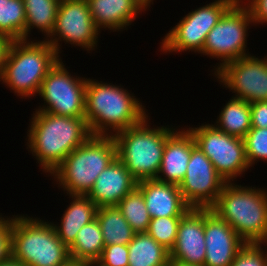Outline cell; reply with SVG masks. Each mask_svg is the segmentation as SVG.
Listing matches in <instances>:
<instances>
[{
    "label": "cell",
    "mask_w": 267,
    "mask_h": 266,
    "mask_svg": "<svg viewBox=\"0 0 267 266\" xmlns=\"http://www.w3.org/2000/svg\"><path fill=\"white\" fill-rule=\"evenodd\" d=\"M138 181L116 157L97 177L87 195L98 208L117 206L118 203L137 187Z\"/></svg>",
    "instance_id": "obj_17"
},
{
    "label": "cell",
    "mask_w": 267,
    "mask_h": 266,
    "mask_svg": "<svg viewBox=\"0 0 267 266\" xmlns=\"http://www.w3.org/2000/svg\"><path fill=\"white\" fill-rule=\"evenodd\" d=\"M146 9L151 7V4H153L154 0H138Z\"/></svg>",
    "instance_id": "obj_40"
},
{
    "label": "cell",
    "mask_w": 267,
    "mask_h": 266,
    "mask_svg": "<svg viewBox=\"0 0 267 266\" xmlns=\"http://www.w3.org/2000/svg\"><path fill=\"white\" fill-rule=\"evenodd\" d=\"M128 266H168L169 251L147 232L135 233L128 244Z\"/></svg>",
    "instance_id": "obj_22"
},
{
    "label": "cell",
    "mask_w": 267,
    "mask_h": 266,
    "mask_svg": "<svg viewBox=\"0 0 267 266\" xmlns=\"http://www.w3.org/2000/svg\"><path fill=\"white\" fill-rule=\"evenodd\" d=\"M187 129L193 135L196 146L226 182H234L250 168L243 138L224 133L209 123Z\"/></svg>",
    "instance_id": "obj_10"
},
{
    "label": "cell",
    "mask_w": 267,
    "mask_h": 266,
    "mask_svg": "<svg viewBox=\"0 0 267 266\" xmlns=\"http://www.w3.org/2000/svg\"><path fill=\"white\" fill-rule=\"evenodd\" d=\"M91 17L99 30L128 29L138 14L147 9L138 0H87ZM108 28V29H107Z\"/></svg>",
    "instance_id": "obj_20"
},
{
    "label": "cell",
    "mask_w": 267,
    "mask_h": 266,
    "mask_svg": "<svg viewBox=\"0 0 267 266\" xmlns=\"http://www.w3.org/2000/svg\"><path fill=\"white\" fill-rule=\"evenodd\" d=\"M65 66L60 58L49 70L38 91L44 105L35 111L67 117H85L87 78L71 76Z\"/></svg>",
    "instance_id": "obj_11"
},
{
    "label": "cell",
    "mask_w": 267,
    "mask_h": 266,
    "mask_svg": "<svg viewBox=\"0 0 267 266\" xmlns=\"http://www.w3.org/2000/svg\"><path fill=\"white\" fill-rule=\"evenodd\" d=\"M224 219L245 243L267 238V190L227 182L210 208Z\"/></svg>",
    "instance_id": "obj_3"
},
{
    "label": "cell",
    "mask_w": 267,
    "mask_h": 266,
    "mask_svg": "<svg viewBox=\"0 0 267 266\" xmlns=\"http://www.w3.org/2000/svg\"><path fill=\"white\" fill-rule=\"evenodd\" d=\"M60 0H23L26 26L25 40H30L31 30L36 28L47 40L52 34Z\"/></svg>",
    "instance_id": "obj_25"
},
{
    "label": "cell",
    "mask_w": 267,
    "mask_h": 266,
    "mask_svg": "<svg viewBox=\"0 0 267 266\" xmlns=\"http://www.w3.org/2000/svg\"><path fill=\"white\" fill-rule=\"evenodd\" d=\"M123 217L136 233L147 232L151 217L149 216L144 196L136 187L117 205Z\"/></svg>",
    "instance_id": "obj_28"
},
{
    "label": "cell",
    "mask_w": 267,
    "mask_h": 266,
    "mask_svg": "<svg viewBox=\"0 0 267 266\" xmlns=\"http://www.w3.org/2000/svg\"><path fill=\"white\" fill-rule=\"evenodd\" d=\"M146 112L140 98L122 85L87 79L85 119L92 135L113 136L140 123Z\"/></svg>",
    "instance_id": "obj_2"
},
{
    "label": "cell",
    "mask_w": 267,
    "mask_h": 266,
    "mask_svg": "<svg viewBox=\"0 0 267 266\" xmlns=\"http://www.w3.org/2000/svg\"><path fill=\"white\" fill-rule=\"evenodd\" d=\"M63 266H86V262H78V261L71 260L69 263Z\"/></svg>",
    "instance_id": "obj_39"
},
{
    "label": "cell",
    "mask_w": 267,
    "mask_h": 266,
    "mask_svg": "<svg viewBox=\"0 0 267 266\" xmlns=\"http://www.w3.org/2000/svg\"><path fill=\"white\" fill-rule=\"evenodd\" d=\"M226 183L209 158L195 146L191 151L186 174L179 185L186 203L191 208L210 209Z\"/></svg>",
    "instance_id": "obj_14"
},
{
    "label": "cell",
    "mask_w": 267,
    "mask_h": 266,
    "mask_svg": "<svg viewBox=\"0 0 267 266\" xmlns=\"http://www.w3.org/2000/svg\"><path fill=\"white\" fill-rule=\"evenodd\" d=\"M230 266H267V253L262 244L246 243Z\"/></svg>",
    "instance_id": "obj_31"
},
{
    "label": "cell",
    "mask_w": 267,
    "mask_h": 266,
    "mask_svg": "<svg viewBox=\"0 0 267 266\" xmlns=\"http://www.w3.org/2000/svg\"><path fill=\"white\" fill-rule=\"evenodd\" d=\"M104 240L97 219L84 225L69 247L71 260L78 262L97 261L104 249Z\"/></svg>",
    "instance_id": "obj_26"
},
{
    "label": "cell",
    "mask_w": 267,
    "mask_h": 266,
    "mask_svg": "<svg viewBox=\"0 0 267 266\" xmlns=\"http://www.w3.org/2000/svg\"><path fill=\"white\" fill-rule=\"evenodd\" d=\"M250 25L254 26L250 10L243 1L237 0L207 34L200 54L220 59L213 73L227 62L251 55L246 49Z\"/></svg>",
    "instance_id": "obj_8"
},
{
    "label": "cell",
    "mask_w": 267,
    "mask_h": 266,
    "mask_svg": "<svg viewBox=\"0 0 267 266\" xmlns=\"http://www.w3.org/2000/svg\"><path fill=\"white\" fill-rule=\"evenodd\" d=\"M149 120L147 115L140 123L113 135L116 157L137 181L156 179L166 140L176 131L169 125L151 127Z\"/></svg>",
    "instance_id": "obj_4"
},
{
    "label": "cell",
    "mask_w": 267,
    "mask_h": 266,
    "mask_svg": "<svg viewBox=\"0 0 267 266\" xmlns=\"http://www.w3.org/2000/svg\"><path fill=\"white\" fill-rule=\"evenodd\" d=\"M251 125L255 128H267V101L250 103Z\"/></svg>",
    "instance_id": "obj_35"
},
{
    "label": "cell",
    "mask_w": 267,
    "mask_h": 266,
    "mask_svg": "<svg viewBox=\"0 0 267 266\" xmlns=\"http://www.w3.org/2000/svg\"><path fill=\"white\" fill-rule=\"evenodd\" d=\"M24 8L23 0H0V35L12 41L25 40Z\"/></svg>",
    "instance_id": "obj_27"
},
{
    "label": "cell",
    "mask_w": 267,
    "mask_h": 266,
    "mask_svg": "<svg viewBox=\"0 0 267 266\" xmlns=\"http://www.w3.org/2000/svg\"><path fill=\"white\" fill-rule=\"evenodd\" d=\"M175 128L177 130L166 140L156 180L179 186L186 174L191 151L196 143L187 128Z\"/></svg>",
    "instance_id": "obj_19"
},
{
    "label": "cell",
    "mask_w": 267,
    "mask_h": 266,
    "mask_svg": "<svg viewBox=\"0 0 267 266\" xmlns=\"http://www.w3.org/2000/svg\"><path fill=\"white\" fill-rule=\"evenodd\" d=\"M27 130V149L50 176L64 159L92 134L85 117L35 111Z\"/></svg>",
    "instance_id": "obj_1"
},
{
    "label": "cell",
    "mask_w": 267,
    "mask_h": 266,
    "mask_svg": "<svg viewBox=\"0 0 267 266\" xmlns=\"http://www.w3.org/2000/svg\"><path fill=\"white\" fill-rule=\"evenodd\" d=\"M220 84L235 93L233 98L248 103L267 101V55H253L227 62L215 73Z\"/></svg>",
    "instance_id": "obj_13"
},
{
    "label": "cell",
    "mask_w": 267,
    "mask_h": 266,
    "mask_svg": "<svg viewBox=\"0 0 267 266\" xmlns=\"http://www.w3.org/2000/svg\"><path fill=\"white\" fill-rule=\"evenodd\" d=\"M204 233V266H230L246 244L237 232L211 209H204Z\"/></svg>",
    "instance_id": "obj_15"
},
{
    "label": "cell",
    "mask_w": 267,
    "mask_h": 266,
    "mask_svg": "<svg viewBox=\"0 0 267 266\" xmlns=\"http://www.w3.org/2000/svg\"><path fill=\"white\" fill-rule=\"evenodd\" d=\"M137 188L144 196L151 219L184 216L191 209L181 195L180 188L177 185L156 179H145L138 181Z\"/></svg>",
    "instance_id": "obj_18"
},
{
    "label": "cell",
    "mask_w": 267,
    "mask_h": 266,
    "mask_svg": "<svg viewBox=\"0 0 267 266\" xmlns=\"http://www.w3.org/2000/svg\"><path fill=\"white\" fill-rule=\"evenodd\" d=\"M243 139L250 167L259 160L267 162V128L252 127Z\"/></svg>",
    "instance_id": "obj_30"
},
{
    "label": "cell",
    "mask_w": 267,
    "mask_h": 266,
    "mask_svg": "<svg viewBox=\"0 0 267 266\" xmlns=\"http://www.w3.org/2000/svg\"><path fill=\"white\" fill-rule=\"evenodd\" d=\"M0 266H25L20 261L10 258L7 261L1 262Z\"/></svg>",
    "instance_id": "obj_37"
},
{
    "label": "cell",
    "mask_w": 267,
    "mask_h": 266,
    "mask_svg": "<svg viewBox=\"0 0 267 266\" xmlns=\"http://www.w3.org/2000/svg\"><path fill=\"white\" fill-rule=\"evenodd\" d=\"M261 244L264 245L265 250H267V249H266V246H267V238H266ZM265 244H266V245H265ZM266 253H267V251H266Z\"/></svg>",
    "instance_id": "obj_42"
},
{
    "label": "cell",
    "mask_w": 267,
    "mask_h": 266,
    "mask_svg": "<svg viewBox=\"0 0 267 266\" xmlns=\"http://www.w3.org/2000/svg\"><path fill=\"white\" fill-rule=\"evenodd\" d=\"M168 266H194V265L183 264V263L176 261V260H169Z\"/></svg>",
    "instance_id": "obj_38"
},
{
    "label": "cell",
    "mask_w": 267,
    "mask_h": 266,
    "mask_svg": "<svg viewBox=\"0 0 267 266\" xmlns=\"http://www.w3.org/2000/svg\"><path fill=\"white\" fill-rule=\"evenodd\" d=\"M182 217L171 216L151 219L147 233L170 252L176 242L178 225Z\"/></svg>",
    "instance_id": "obj_29"
},
{
    "label": "cell",
    "mask_w": 267,
    "mask_h": 266,
    "mask_svg": "<svg viewBox=\"0 0 267 266\" xmlns=\"http://www.w3.org/2000/svg\"><path fill=\"white\" fill-rule=\"evenodd\" d=\"M205 254L204 209L191 208L179 222L170 260L204 266Z\"/></svg>",
    "instance_id": "obj_16"
},
{
    "label": "cell",
    "mask_w": 267,
    "mask_h": 266,
    "mask_svg": "<svg viewBox=\"0 0 267 266\" xmlns=\"http://www.w3.org/2000/svg\"><path fill=\"white\" fill-rule=\"evenodd\" d=\"M12 258L25 266H63L71 261L69 248L52 222L28 215H12Z\"/></svg>",
    "instance_id": "obj_5"
},
{
    "label": "cell",
    "mask_w": 267,
    "mask_h": 266,
    "mask_svg": "<svg viewBox=\"0 0 267 266\" xmlns=\"http://www.w3.org/2000/svg\"><path fill=\"white\" fill-rule=\"evenodd\" d=\"M250 10L254 25L267 24V0H241ZM246 1V2H244Z\"/></svg>",
    "instance_id": "obj_34"
},
{
    "label": "cell",
    "mask_w": 267,
    "mask_h": 266,
    "mask_svg": "<svg viewBox=\"0 0 267 266\" xmlns=\"http://www.w3.org/2000/svg\"><path fill=\"white\" fill-rule=\"evenodd\" d=\"M99 33L87 0H60L52 34L46 41L61 58L59 42L79 46L90 53L97 48Z\"/></svg>",
    "instance_id": "obj_12"
},
{
    "label": "cell",
    "mask_w": 267,
    "mask_h": 266,
    "mask_svg": "<svg viewBox=\"0 0 267 266\" xmlns=\"http://www.w3.org/2000/svg\"><path fill=\"white\" fill-rule=\"evenodd\" d=\"M237 0H215L184 15L160 43V50L170 54L184 51L201 53L207 34Z\"/></svg>",
    "instance_id": "obj_9"
},
{
    "label": "cell",
    "mask_w": 267,
    "mask_h": 266,
    "mask_svg": "<svg viewBox=\"0 0 267 266\" xmlns=\"http://www.w3.org/2000/svg\"><path fill=\"white\" fill-rule=\"evenodd\" d=\"M96 219L102 231L104 245H128L133 240L136 232L117 206L98 208Z\"/></svg>",
    "instance_id": "obj_23"
},
{
    "label": "cell",
    "mask_w": 267,
    "mask_h": 266,
    "mask_svg": "<svg viewBox=\"0 0 267 266\" xmlns=\"http://www.w3.org/2000/svg\"><path fill=\"white\" fill-rule=\"evenodd\" d=\"M128 256V245H105L97 262L102 266H128Z\"/></svg>",
    "instance_id": "obj_32"
},
{
    "label": "cell",
    "mask_w": 267,
    "mask_h": 266,
    "mask_svg": "<svg viewBox=\"0 0 267 266\" xmlns=\"http://www.w3.org/2000/svg\"><path fill=\"white\" fill-rule=\"evenodd\" d=\"M115 158L113 136L91 135L64 159L51 177L64 194L88 195L99 174Z\"/></svg>",
    "instance_id": "obj_7"
},
{
    "label": "cell",
    "mask_w": 267,
    "mask_h": 266,
    "mask_svg": "<svg viewBox=\"0 0 267 266\" xmlns=\"http://www.w3.org/2000/svg\"><path fill=\"white\" fill-rule=\"evenodd\" d=\"M213 125L224 133L244 138L252 128L250 103L231 97Z\"/></svg>",
    "instance_id": "obj_24"
},
{
    "label": "cell",
    "mask_w": 267,
    "mask_h": 266,
    "mask_svg": "<svg viewBox=\"0 0 267 266\" xmlns=\"http://www.w3.org/2000/svg\"><path fill=\"white\" fill-rule=\"evenodd\" d=\"M59 59L45 40L12 41L0 81L20 99H30L38 96L43 79Z\"/></svg>",
    "instance_id": "obj_6"
},
{
    "label": "cell",
    "mask_w": 267,
    "mask_h": 266,
    "mask_svg": "<svg viewBox=\"0 0 267 266\" xmlns=\"http://www.w3.org/2000/svg\"><path fill=\"white\" fill-rule=\"evenodd\" d=\"M86 266H102V265L97 261H89L86 262Z\"/></svg>",
    "instance_id": "obj_41"
},
{
    "label": "cell",
    "mask_w": 267,
    "mask_h": 266,
    "mask_svg": "<svg viewBox=\"0 0 267 266\" xmlns=\"http://www.w3.org/2000/svg\"><path fill=\"white\" fill-rule=\"evenodd\" d=\"M11 43L12 40L10 38L0 35V77L2 76L5 60Z\"/></svg>",
    "instance_id": "obj_36"
},
{
    "label": "cell",
    "mask_w": 267,
    "mask_h": 266,
    "mask_svg": "<svg viewBox=\"0 0 267 266\" xmlns=\"http://www.w3.org/2000/svg\"><path fill=\"white\" fill-rule=\"evenodd\" d=\"M4 217L0 215V263L12 257L11 217Z\"/></svg>",
    "instance_id": "obj_33"
},
{
    "label": "cell",
    "mask_w": 267,
    "mask_h": 266,
    "mask_svg": "<svg viewBox=\"0 0 267 266\" xmlns=\"http://www.w3.org/2000/svg\"><path fill=\"white\" fill-rule=\"evenodd\" d=\"M72 201L64 211L60 224H54L60 240L69 248L79 230L96 219L98 206L87 195H68Z\"/></svg>",
    "instance_id": "obj_21"
}]
</instances>
